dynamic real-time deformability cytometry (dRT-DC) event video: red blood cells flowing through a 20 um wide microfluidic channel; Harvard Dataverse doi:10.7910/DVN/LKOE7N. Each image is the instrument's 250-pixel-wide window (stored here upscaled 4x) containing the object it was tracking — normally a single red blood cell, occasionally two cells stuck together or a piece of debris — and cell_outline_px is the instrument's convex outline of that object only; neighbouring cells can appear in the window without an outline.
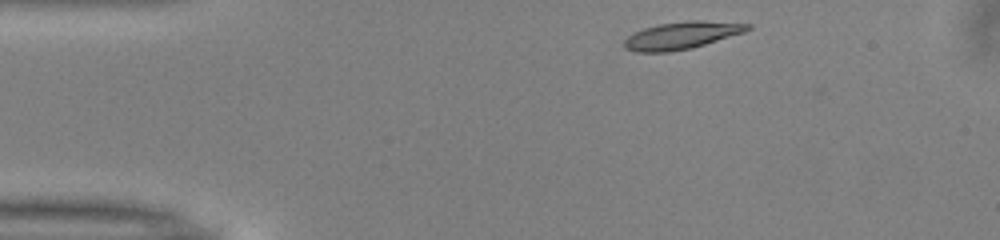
{"species": "common noctule bat (a hibernating species)", "species_latin": "Nyctalus noctula", "temperature_condition": "warm", "stored_images_in_passage": 32, "camera_frame_rate_fps": 3000, "um_per_image_px": 0.085, "animal": {"sex": "male", "body_mass_g": 13.0, "forearm_length_mm": 53.1}, "frame": {"image": 1, "passage_image": 1, "time_ms": 0.0, "image_size_px": [1000, 240], "cell_outline_px": [[752, 28], [744, 32], [692, 48], [668, 52], [636, 52], [624, 48], [624, 40], [628, 36], [644, 28], [660, 24], [688, 20], [704, 20], [752, 24]], "centroid_in_image_um": [57.96, 3.0], "position_along_channel_um": 27.0, "area_um2": 19.59}}
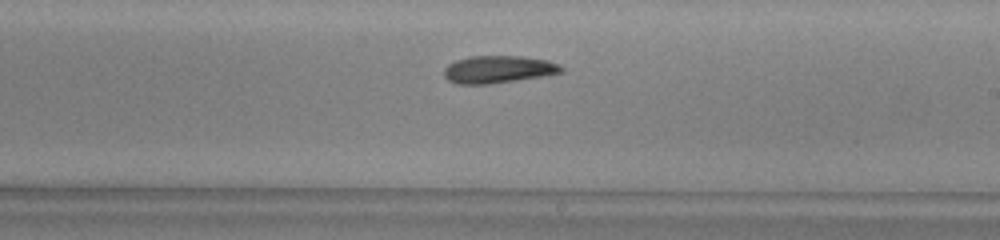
{"frame": {"image": 2, "passage_image": 22, "time_ms": 7.0, "image_size_px": [1000, 240], "cell_outline_px": [[564, 72], [540, 76], [488, 84], [456, 84], [448, 80], [444, 76], [444, 68], [448, 64], [456, 60], [468, 56], [520, 56], [548, 60], [560, 64], [564, 68]], "centroid_in_image_um": [42.34, 5.89], "position_along_channel_um": 246.7, "area_um2": 18.73}}
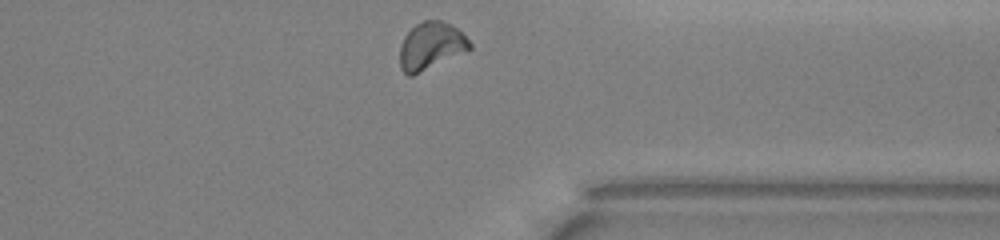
{"frame": {"image": 3, "passage_image": 32, "time_ms": 10.333, "image_size_px": [1000, 240], "cell_outline_px": [[472, 48], [412, 76], [408, 76], [400, 68], [400, 44], [404, 36], [416, 24], [424, 20], [440, 20], [452, 24], [472, 44]], "centroid_in_image_um": [36.6, 3.89], "position_along_channel_um": 374.8, "area_um2": 19.07}, "authors_computed_cell_mechanics": {"area_um2": 18.8139, "velocity_mm_per_s": 4.0068, "shape_relaxation_time_tau1_ms": 4.8423, "shape_relaxation_time_tau2_ms": 8.3267, "deformation_change_tau1": 0.1805, "deformation_change_tau2": 0.1672}}